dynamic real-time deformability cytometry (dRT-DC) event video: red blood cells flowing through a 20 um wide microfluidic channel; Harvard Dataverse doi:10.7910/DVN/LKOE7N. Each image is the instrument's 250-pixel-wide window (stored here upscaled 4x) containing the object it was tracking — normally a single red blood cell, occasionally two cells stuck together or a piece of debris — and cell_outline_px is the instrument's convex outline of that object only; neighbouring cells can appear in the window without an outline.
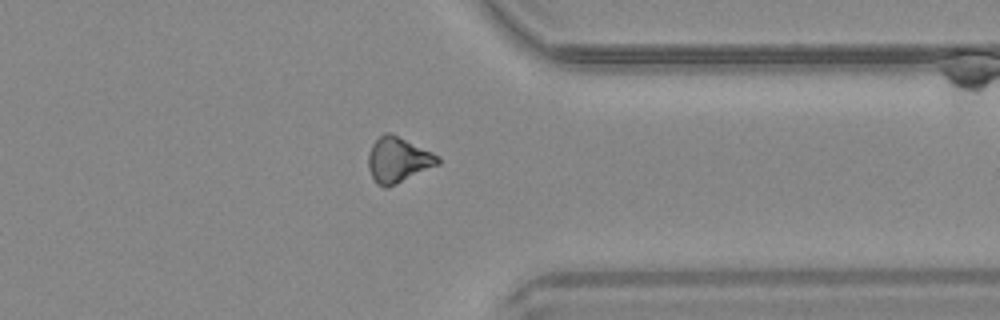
{"species": "common noctule bat (a hibernating species)", "species_latin": "Nyctalus noctula", "temperature_condition": "warm", "stored_images_in_passage": 36, "camera_frame_rate_fps": 3000, "um_per_image_px": 0.085, "animal": {"sex": "male", "body_mass_g": 20.4}, "frame": {"image": 1, "passage_image": 31, "time_ms": 10.0, "image_size_px": [1000, 320], "cell_outline_px": [[440, 164], [388, 188], [384, 188], [376, 184], [368, 168], [368, 156], [372, 144], [384, 132], [388, 132], [432, 152], [440, 156]], "centroid_in_image_um": [33.83, 13.62], "position_along_channel_um": 377.6, "area_um2": 18.32}}